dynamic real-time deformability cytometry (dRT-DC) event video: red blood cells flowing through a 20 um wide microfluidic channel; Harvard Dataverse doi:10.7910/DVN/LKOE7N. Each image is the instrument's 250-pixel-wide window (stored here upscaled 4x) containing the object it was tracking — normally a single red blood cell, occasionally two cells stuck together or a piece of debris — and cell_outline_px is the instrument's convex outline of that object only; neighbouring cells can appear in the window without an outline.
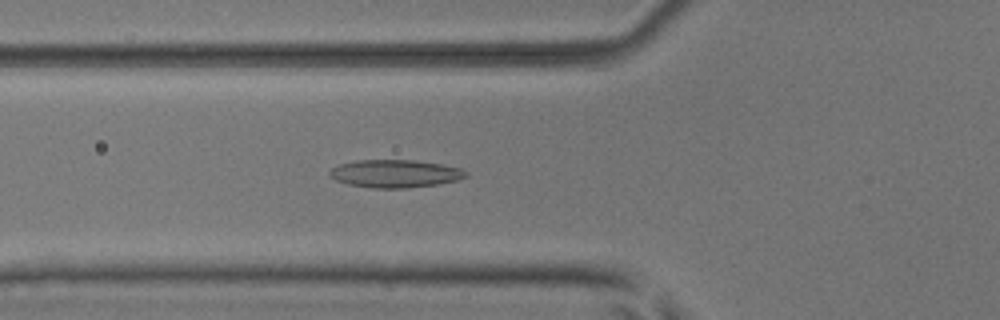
{"species": "common noctule bat (a hibernating species)", "species_latin": "Nyctalus noctula", "temperature_condition": "room temperature", "stored_images_in_passage": 50, "camera_frame_rate_fps": 3000, "um_per_image_px": 0.085, "animal": {"sex": "male", "body_mass_g": 17.9, "forearm_length_mm": 54.2}, "frame": {"image": 1, "passage_image": 20, "time_ms": 6.333, "image_size_px": [1000, 320], "cell_outline_px": [[468, 176], [456, 180], [436, 184], [404, 188], [372, 188], [348, 184], [336, 180], [328, 176], [328, 172], [332, 168], [340, 164], [356, 160], [416, 160], [440, 164], [460, 168], [468, 172]], "centroid_in_image_um": [33.55, 14.75], "position_along_channel_um": 92.2, "area_um2": 22.02}}
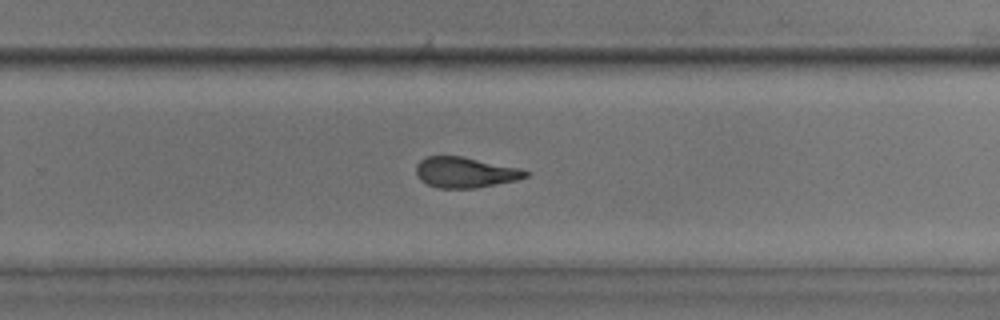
{"frame": {"image": 2, "passage_image": 35, "time_ms": 11.333, "image_size_px": [1000, 320], "cell_outline_px": [[528, 176], [516, 180], [476, 188], [440, 188], [428, 184], [420, 180], [416, 176], [416, 164], [420, 160], [428, 156], [460, 156], [520, 168], [528, 172]], "centroid_in_image_um": [39.51, 14.65], "position_along_channel_um": 290.3, "area_um2": 19.36}}
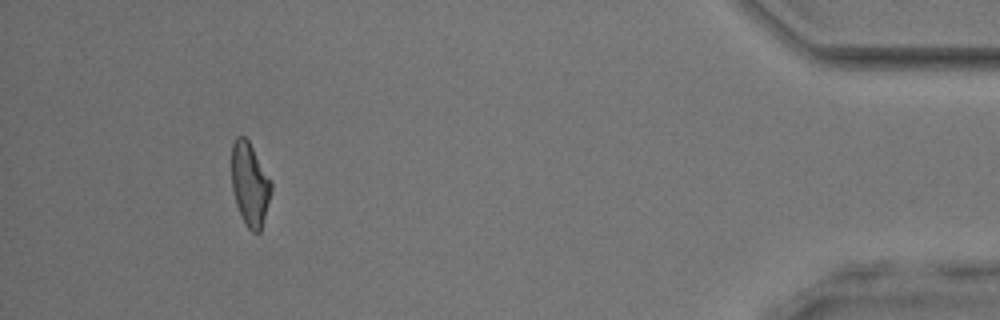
{"frame": {"image": 3, "passage_image": 49, "time_ms": 16.0, "image_size_px": [1000, 320], "cell_outline_px": [[272, 188], [260, 232], [252, 232], [248, 228], [236, 204], [232, 188], [232, 144], [236, 136], [244, 136], [248, 140], [272, 180]], "centroid_in_image_um": [21.24, 15.62], "position_along_channel_um": 414.0, "area_um2": 19.02}}